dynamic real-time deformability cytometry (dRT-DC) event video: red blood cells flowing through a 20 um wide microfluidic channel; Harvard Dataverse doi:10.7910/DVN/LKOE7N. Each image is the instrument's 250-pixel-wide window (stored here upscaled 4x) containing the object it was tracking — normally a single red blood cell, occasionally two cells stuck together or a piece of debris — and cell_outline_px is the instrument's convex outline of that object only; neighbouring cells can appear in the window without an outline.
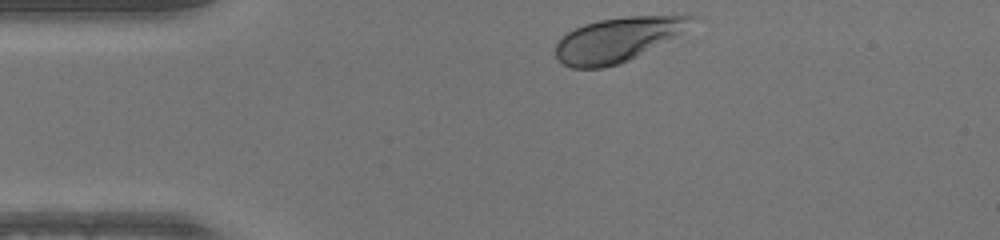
{"species": "human", "species_latin": "Homo sapiens", "temperature_condition": "warm", "stored_images_in_passage": 31, "camera_frame_rate_fps": 3000, "um_per_image_px": 0.085, "donor": {"sex": "male"}, "frame": {"image": 1, "passage_image": 1, "time_ms": 0.0, "image_size_px": [1000, 240], "cell_outline_px": [[704, 20], [676, 36], [620, 64], [604, 68], [572, 68], [564, 64], [556, 56], [556, 44], [568, 32], [584, 24], [600, 20], [628, 16], [700, 16]], "centroid_in_image_um": [52.59, 3.34], "position_along_channel_um": 32.4, "area_um2": 34.97}}
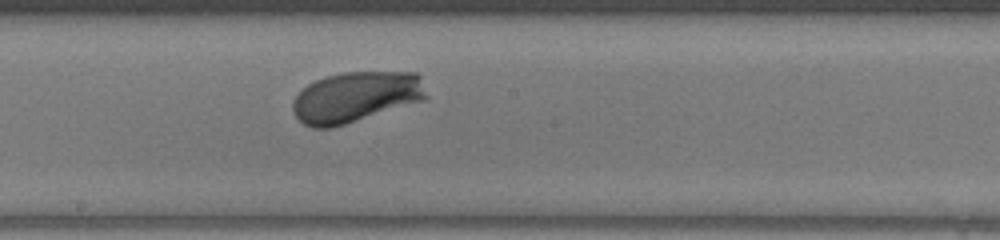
{"frame": {"image": 2, "passage_image": 18, "time_ms": 5.667, "image_size_px": [1000, 240], "cell_outline_px": [[428, 96], [424, 100], [332, 128], [312, 128], [304, 124], [292, 112], [292, 104], [296, 96], [308, 84], [316, 80], [328, 76], [344, 72], [416, 72], [420, 76]], "centroid_in_image_um": [30.25, 8.25], "position_along_channel_um": 218.0, "area_um2": 39.3}}
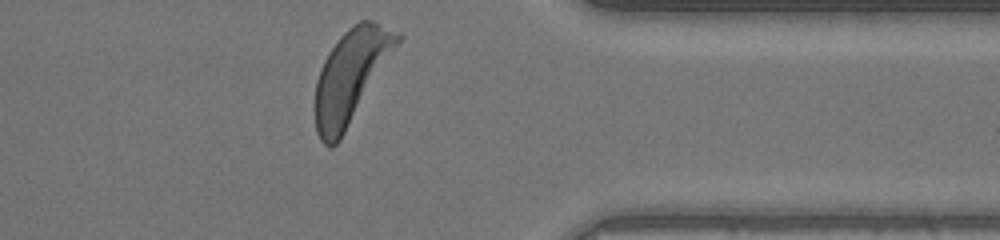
{"frame": {"image": 3, "passage_image": 31, "time_ms": 10.0, "image_size_px": [1000, 240], "cell_outline_px": [[404, 36], [340, 140], [332, 148], [328, 148], [320, 140], [316, 132], [316, 80], [320, 68], [328, 52], [340, 36], [348, 28], [360, 20], [372, 20], [400, 32]], "centroid_in_image_um": [29.84, 6.45], "position_along_channel_um": 381.6, "area_um2": 44.22}}